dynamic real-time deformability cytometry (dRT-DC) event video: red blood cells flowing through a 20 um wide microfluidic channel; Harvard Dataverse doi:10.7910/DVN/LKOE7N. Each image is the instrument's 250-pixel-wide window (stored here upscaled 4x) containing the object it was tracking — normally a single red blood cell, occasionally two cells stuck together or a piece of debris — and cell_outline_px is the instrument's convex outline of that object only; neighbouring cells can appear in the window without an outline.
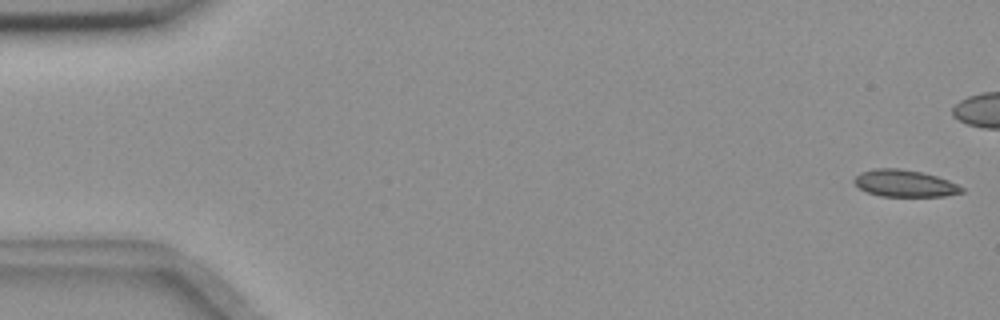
{"species": "common noctule bat (a hibernating species)", "species_latin": "Nyctalus noctula", "temperature_condition": "room temperature", "stored_images_in_passage": 48, "camera_frame_rate_fps": 3000, "um_per_image_px": 0.085, "animal": {"sex": "female", "body_mass_g": 18.4}, "frame": {"image": 1, "passage_image": 1, "time_ms": 0.0, "image_size_px": [1000, 320], "cell_outline_px": [[964, 192], [944, 196], [880, 196], [868, 192], [860, 188], [852, 180], [860, 172], [876, 168], [900, 168], [924, 172], [948, 180], [964, 188]], "centroid_in_image_um": [76.9, 15.58], "position_along_channel_um": 8.1, "area_um2": 16.88}}
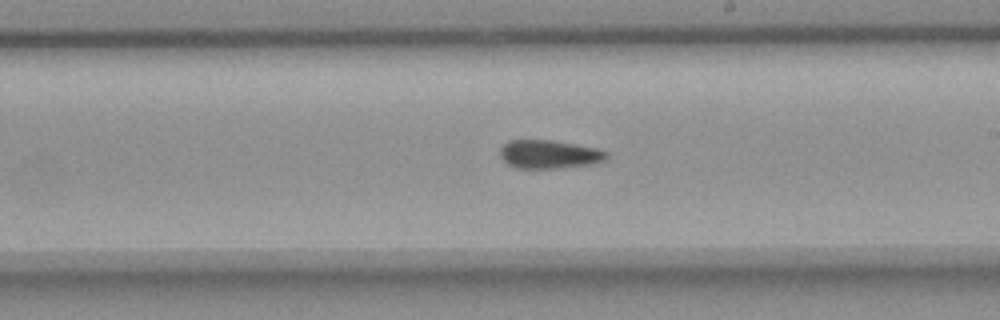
{"frame": {"image": 2, "passage_image": 32, "time_ms": 10.333, "image_size_px": [1000, 320], "cell_outline_px": [[608, 156], [604, 160], [592, 164], [556, 168], [516, 168], [508, 164], [500, 156], [500, 148], [508, 140], [552, 140], [596, 148], [608, 152]], "centroid_in_image_um": [46.66, 13.11], "position_along_channel_um": 242.3, "area_um2": 17.57}}
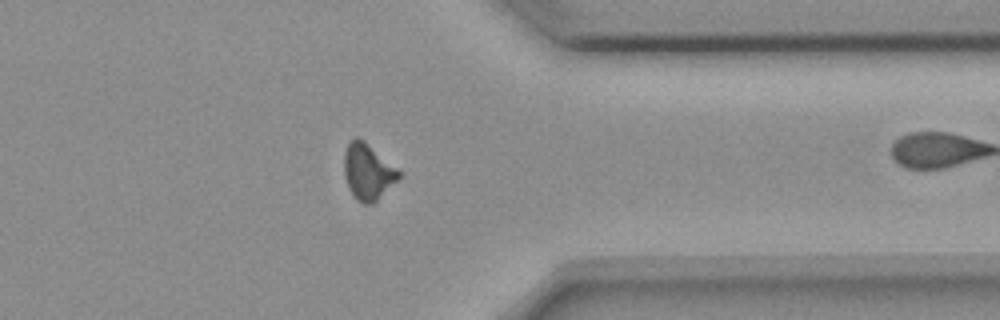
{"frame": {"image": 3, "passage_image": 44, "time_ms": 14.333, "image_size_px": [1000, 320], "cell_outline_px": [[404, 172], [372, 204], [364, 204], [356, 200], [348, 188], [344, 176], [344, 152], [348, 144], [356, 136], [364, 140], [400, 168]], "centroid_in_image_um": [31.28, 14.57], "position_along_channel_um": 380.1, "area_um2": 18.09}}